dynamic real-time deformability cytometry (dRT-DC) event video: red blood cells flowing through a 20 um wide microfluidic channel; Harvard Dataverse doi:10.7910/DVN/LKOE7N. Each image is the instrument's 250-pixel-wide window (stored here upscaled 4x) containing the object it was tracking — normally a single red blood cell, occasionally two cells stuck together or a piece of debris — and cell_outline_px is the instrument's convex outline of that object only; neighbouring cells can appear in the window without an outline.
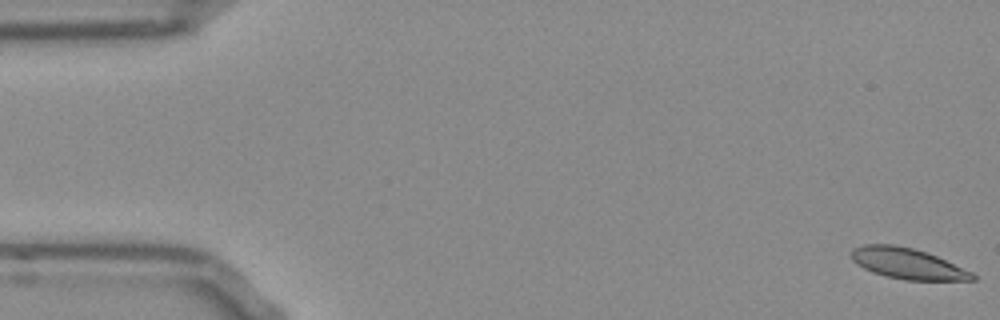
{"species": "Egyptian fruit bat (a non-hibernating species)", "species_latin": "Rousettus aegyptiacus", "temperature_condition": "room temperature", "stored_images_in_passage": 54, "camera_frame_rate_fps": 3000, "um_per_image_px": 0.085, "frame": {"image": 1, "passage_image": 1, "time_ms": 0.0, "image_size_px": [1000, 320], "cell_outline_px": [[976, 280], [904, 280], [872, 272], [856, 264], [852, 260], [852, 248], [864, 244], [892, 244], [912, 248], [936, 256], [972, 272], [976, 276]], "centroid_in_image_um": [77.11, 22.4], "position_along_channel_um": 7.9, "area_um2": 21.5}}
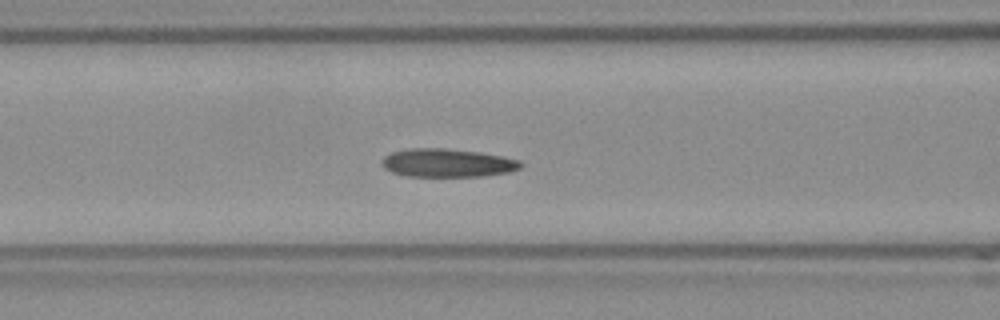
{"frame": {"image": 2, "passage_image": 21, "time_ms": 6.667, "image_size_px": [1000, 320], "cell_outline_px": [[524, 164], [520, 168], [508, 172], [484, 176], [408, 176], [392, 172], [384, 168], [384, 156], [392, 152], [408, 148], [444, 148], [480, 152], [520, 160]], "centroid_in_image_um": [38.05, 13.84], "position_along_channel_um": 128.5, "area_um2": 22.77}}
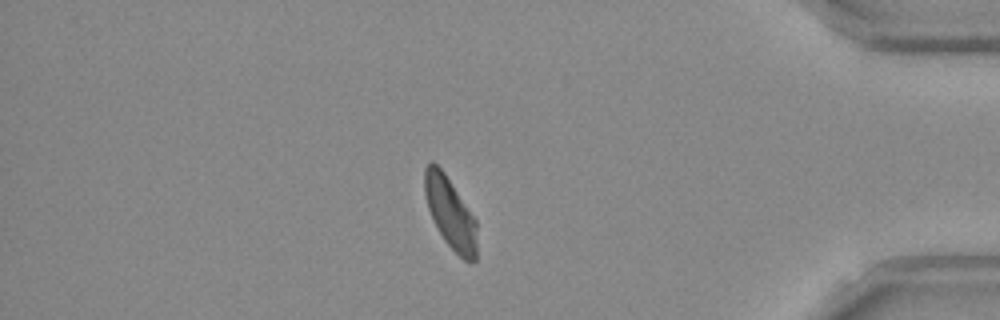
{"frame": {"image": 3, "passage_image": 45, "time_ms": 14.667, "image_size_px": [1000, 320], "cell_outline_px": [[476, 260], [472, 264], [464, 260], [444, 240], [428, 208], [424, 192], [424, 168], [432, 160], [444, 172], [476, 220]], "centroid_in_image_um": [38.27, 18.1], "position_along_channel_um": 396.9, "area_um2": 21.33}, "authors_computed_cell_mechanics": {"area_um2": 22.3108, "velocity_mm_per_s": 3.8367, "shape_relaxation_time_tau1_ms": null, "shape_relaxation_time_tau2_ms": 3.843, "deformation_change_tau1": null, "deformation_change_tau2": 0.1052}}